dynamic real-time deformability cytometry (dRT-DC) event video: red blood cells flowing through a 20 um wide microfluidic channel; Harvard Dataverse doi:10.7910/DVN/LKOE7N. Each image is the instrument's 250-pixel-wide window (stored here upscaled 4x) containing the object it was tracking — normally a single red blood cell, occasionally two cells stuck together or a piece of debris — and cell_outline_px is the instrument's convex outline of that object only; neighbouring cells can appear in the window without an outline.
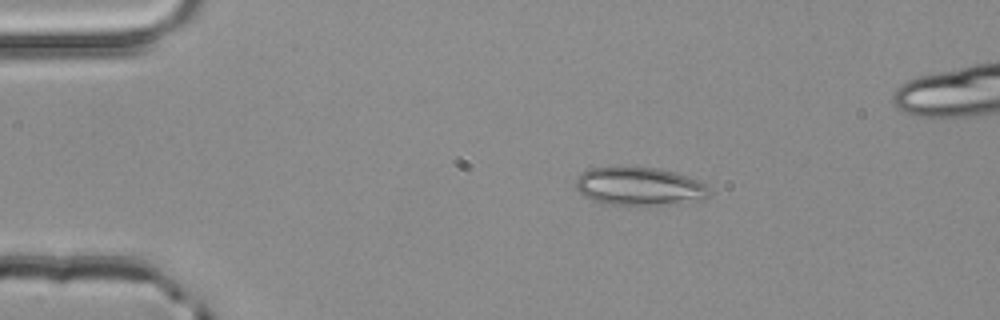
{"species": "common noctule bat (a hibernating species)", "species_latin": "Nyctalus noctula", "temperature_condition": "room temperature", "stored_images_in_passage": 44, "camera_frame_rate_fps": 3000, "um_per_image_px": 0.085, "animal": {"sex": "male", "body_mass_g": 20.4}, "frame": {"image": 1, "passage_image": 1, "time_ms": 0.0, "image_size_px": [1000, 320], "cell_outline_px": [[708, 196], [704, 200], [660, 204], [600, 204], [584, 196], [576, 188], [576, 180], [580, 172], [592, 168], [660, 168], [676, 172], [688, 176], [704, 184], [708, 188]], "centroid_in_image_um": [54.32, 15.84], "position_along_channel_um": 30.7, "area_um2": 29.3}}
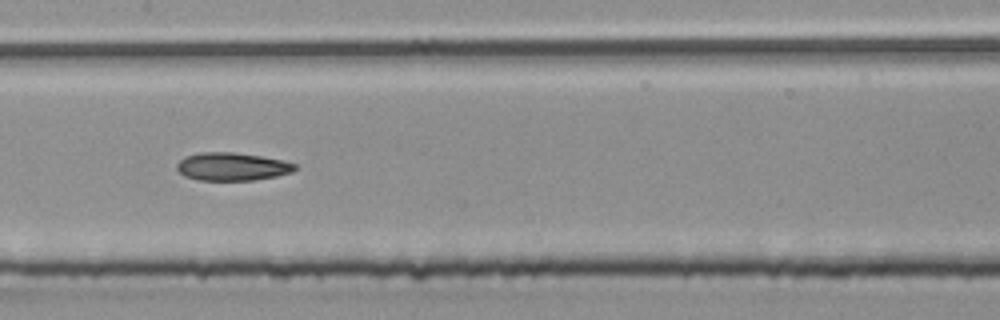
{"frame": {"image": 2, "passage_image": 17, "time_ms": 5.333, "image_size_px": [1000, 320], "cell_outline_px": [[296, 168], [292, 172], [276, 176], [252, 180], [196, 180], [184, 176], [176, 168], [176, 164], [184, 156], [200, 152], [232, 152], [260, 156], [284, 160], [296, 164]], "centroid_in_image_um": [19.7, 14.16], "position_along_channel_um": 187.7, "area_um2": 19.31}}
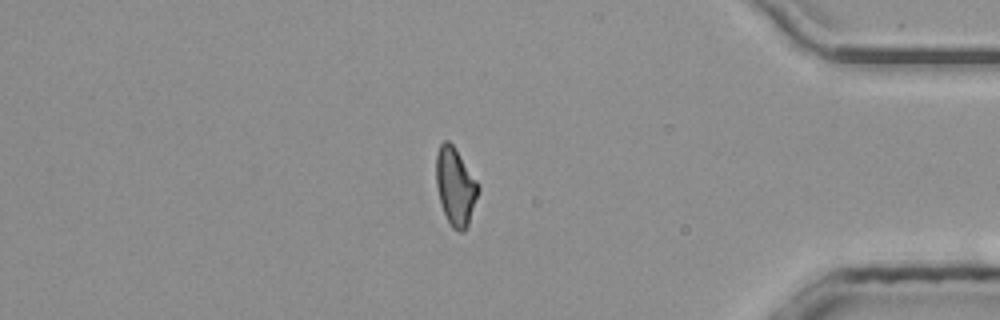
{"frame": {"image": 3, "passage_image": 35, "time_ms": 11.333, "image_size_px": [1000, 320], "cell_outline_px": [[480, 188], [468, 224], [464, 232], [460, 232], [452, 228], [444, 212], [440, 200], [436, 184], [436, 156], [440, 144], [444, 140], [448, 140], [456, 148], [476, 180]], "centroid_in_image_um": [38.71, 15.83], "position_along_channel_um": 396.5, "area_um2": 18.84}}